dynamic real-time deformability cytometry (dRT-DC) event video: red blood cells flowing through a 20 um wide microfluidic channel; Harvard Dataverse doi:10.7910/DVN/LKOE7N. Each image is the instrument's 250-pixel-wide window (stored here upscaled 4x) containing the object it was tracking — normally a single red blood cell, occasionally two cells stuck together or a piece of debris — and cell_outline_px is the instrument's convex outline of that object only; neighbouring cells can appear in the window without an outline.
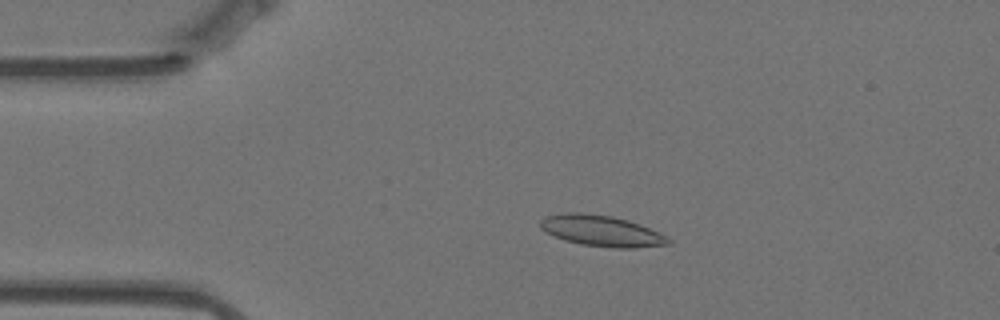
{"species": "Egyptian fruit bat (a non-hibernating species)", "species_latin": "Rousettus aegyptiacus", "temperature_condition": "warm", "stored_images_in_passage": 57, "camera_frame_rate_fps": 3000, "um_per_image_px": 0.085, "animal": {"sex": "female"}, "frame": {"image": 1, "passage_image": 11, "time_ms": 3.333, "image_size_px": [1000, 320], "cell_outline_px": [[672, 244], [636, 248], [612, 248], [580, 244], [564, 240], [540, 228], [540, 220], [544, 216], [564, 212], [580, 212], [612, 216], [628, 220], [640, 224], [660, 232], [672, 240]], "centroid_in_image_um": [51.16, 19.62], "position_along_channel_um": 33.8, "area_um2": 23.35}}
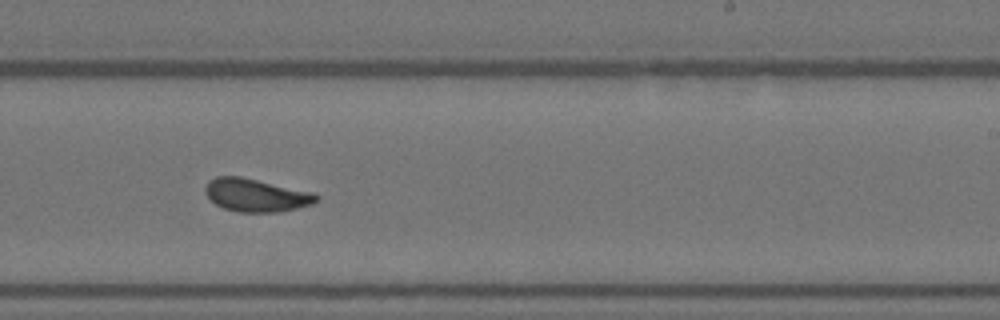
{"frame": {"image": 2, "passage_image": 34, "time_ms": 11.0, "image_size_px": [1000, 320], "cell_outline_px": [[320, 200], [312, 204], [280, 212], [236, 212], [224, 208], [216, 204], [204, 192], [204, 188], [208, 180], [216, 176], [240, 176], [312, 192], [320, 196]], "centroid_in_image_um": [21.76, 16.59], "position_along_channel_um": 267.2, "area_um2": 21.39}}
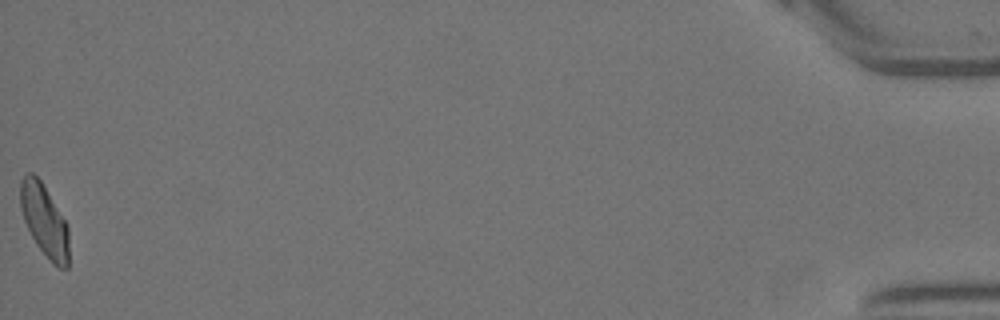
{"frame": {"image": 3, "passage_image": 57, "time_ms": 18.667, "image_size_px": [1000, 320], "cell_outline_px": [[68, 268], [60, 268], [36, 244], [24, 220], [20, 208], [20, 180], [28, 172], [32, 172], [40, 180], [64, 220], [68, 228]], "centroid_in_image_um": [3.74, 18.7], "position_along_channel_um": 431.5, "area_um2": 19.71}, "authors_computed_cell_mechanics": {"area_um2": 21.097, "velocity_mm_per_s": 3.4992, "shape_relaxation_time_tau1_ms": 2.9601, "shape_relaxation_time_tau2_ms": 0.9649, "deformation_change_tau1": 0.1376, "deformation_change_tau2": 0.058}}